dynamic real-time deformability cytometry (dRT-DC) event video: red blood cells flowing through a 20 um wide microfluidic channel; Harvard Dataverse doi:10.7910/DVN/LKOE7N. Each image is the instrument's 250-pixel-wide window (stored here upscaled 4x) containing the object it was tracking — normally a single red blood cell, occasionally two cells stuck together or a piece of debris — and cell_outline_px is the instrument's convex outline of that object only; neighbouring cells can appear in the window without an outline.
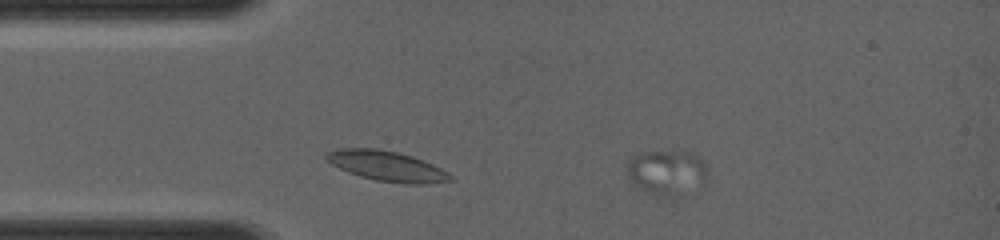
{"species": "common noctule bat (a hibernating species)", "species_latin": "Nyctalus noctula", "temperature_condition": "room temperature", "stored_images_in_passage": 23, "camera_frame_rate_fps": 4000, "um_per_image_px": 0.085, "animal": {"sex": "female", "body_mass_g": 19.0, "forearm_length_mm": 56.7}, "frame": {"image": 1, "passage_image": 1, "time_ms": 0.0, "image_size_px": [1000, 240], "cell_outline_px": [[708, 168], [704, 176], [672, 192], [652, 192], [640, 188], [632, 184], [628, 176], [628, 164], [632, 156], [644, 152], [688, 152], [696, 156]], "centroid_in_image_um": [56.51, 14.5], "position_along_channel_um": 28.5, "area_um2": 18.44}}
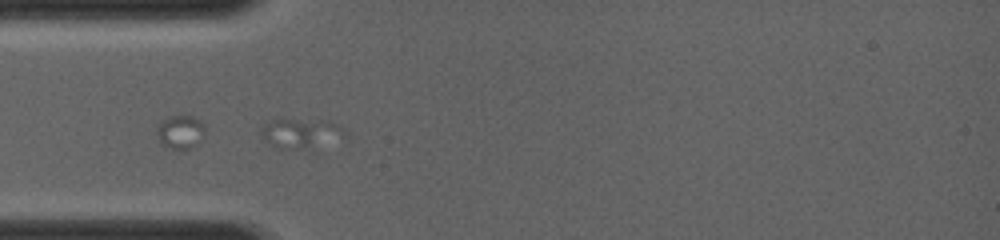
{"frame": {"image": 2, "passage_image": 14, "time_ms": 2.0, "image_size_px": [1000, 240], "cell_outline_px": [[348, 140], [312, 152], [272, 144], [264, 140], [260, 132], [260, 128], [264, 124], [280, 116], [328, 120], [344, 128], [348, 136]], "centroid_in_image_um": [25.76, 11.33], "position_along_channel_um": 59.2, "area_um2": 16.3}}